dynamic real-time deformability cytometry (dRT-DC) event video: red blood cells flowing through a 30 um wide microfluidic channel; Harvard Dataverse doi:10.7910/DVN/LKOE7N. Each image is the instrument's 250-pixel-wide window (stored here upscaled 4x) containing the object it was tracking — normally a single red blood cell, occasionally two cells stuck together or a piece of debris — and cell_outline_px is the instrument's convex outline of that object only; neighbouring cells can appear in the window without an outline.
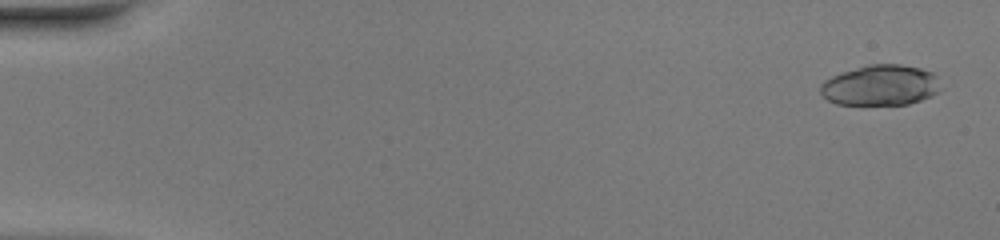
{"species": "common noctule bat (a hibernating species)", "species_latin": "Nyctalus noctula", "temperature_condition": "warm", "stored_images_in_passage": 50, "camera_frame_rate_fps": 3000, "um_per_image_px": 0.085, "animal": {"sex": "female", "body_mass_g": 20.0, "forearm_length_mm": 54.0}, "frame": {"image": 1, "passage_image": 2, "time_ms": 0.333, "image_size_px": [1000, 240], "cell_outline_px": [[940, 92], [932, 96], [908, 104], [836, 104], [828, 100], [820, 92], [820, 84], [824, 80], [832, 76], [868, 64], [900, 64], [920, 68], [932, 72], [936, 76]], "centroid_in_image_um": [74.84, 7.25], "position_along_channel_um": 10.2, "area_um2": 28.26}}
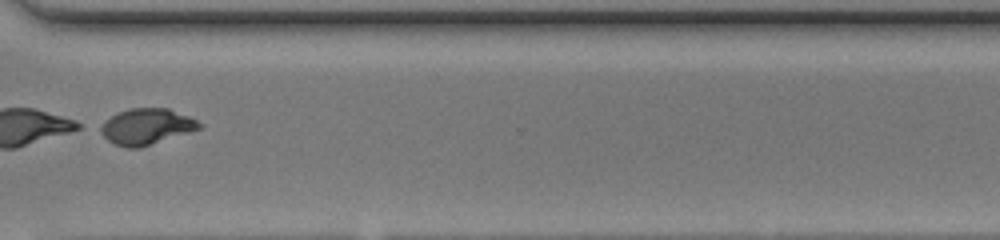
{"frame": {"image": 2, "passage_image": 39, "time_ms": 12.667, "image_size_px": [1000, 240], "cell_outline_px": [[204, 124], [200, 128], [140, 148], [124, 148], [108, 140], [96, 128], [116, 112], [128, 108], [168, 108], [188, 116]], "centroid_in_image_um": [12.4, 10.75], "position_along_channel_um": 358.2, "area_um2": 20.69}}